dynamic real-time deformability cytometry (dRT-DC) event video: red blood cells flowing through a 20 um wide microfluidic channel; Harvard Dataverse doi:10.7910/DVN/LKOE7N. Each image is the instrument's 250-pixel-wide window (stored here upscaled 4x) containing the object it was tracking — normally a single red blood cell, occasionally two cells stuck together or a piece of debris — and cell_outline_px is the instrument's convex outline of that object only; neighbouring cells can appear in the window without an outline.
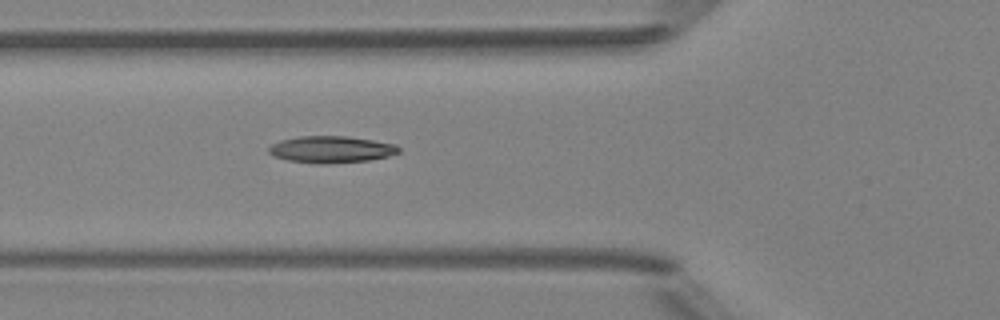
{"species": "Egyptian fruit bat (a non-hibernating species)", "species_latin": "Rousettus aegyptiacus", "temperature_condition": "room temperature", "stored_images_in_passage": 2, "camera_frame_rate_fps": 3000, "um_per_image_px": 0.085, "animal": {"sex": "female"}, "frame": {"image": 1, "passage_image": 2, "time_ms": 1.0, "image_size_px": [1000, 320], "cell_outline_px": [[400, 152], [388, 156], [368, 160], [320, 164], [288, 160], [272, 156], [268, 152], [268, 148], [272, 144], [280, 140], [300, 136], [348, 136], [396, 144], [400, 148]], "centroid_in_image_um": [28.13, 12.69], "position_along_channel_um": 97.7, "area_um2": 20.23}}